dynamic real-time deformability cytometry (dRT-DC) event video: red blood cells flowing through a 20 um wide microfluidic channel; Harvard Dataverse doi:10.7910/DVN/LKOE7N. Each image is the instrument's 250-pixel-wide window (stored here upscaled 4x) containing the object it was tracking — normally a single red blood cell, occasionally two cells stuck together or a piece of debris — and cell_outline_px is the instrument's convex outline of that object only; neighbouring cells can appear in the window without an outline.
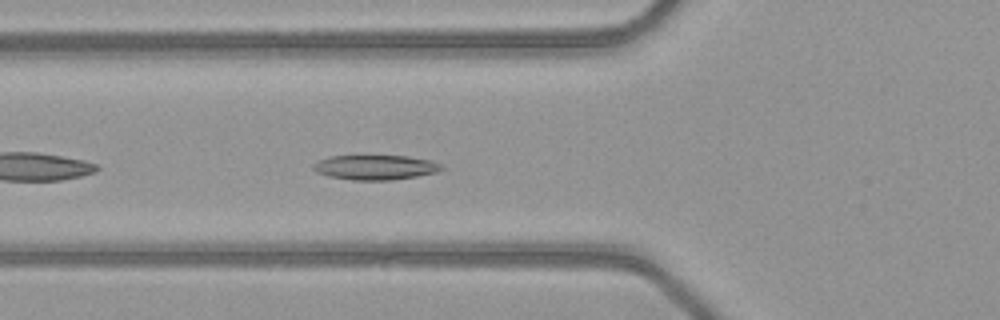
{"species": "common noctule bat (a hibernating species)", "species_latin": "Nyctalus noctula", "temperature_condition": "warm", "stored_images_in_passage": 38, "camera_frame_rate_fps": 3000, "um_per_image_px": 0.085, "animal": {"sex": "female", "body_mass_g": 21.9}, "frame": {"image": 1, "passage_image": 6, "time_ms": 1.667, "image_size_px": [1000, 320], "cell_outline_px": [[444, 168], [436, 172], [416, 176], [392, 180], [352, 180], [328, 176], [316, 172], [312, 168], [312, 164], [320, 160], [332, 156], [408, 156], [428, 160], [440, 164]], "centroid_in_image_um": [31.87, 14.23], "position_along_channel_um": 93.9, "area_um2": 18.32}}
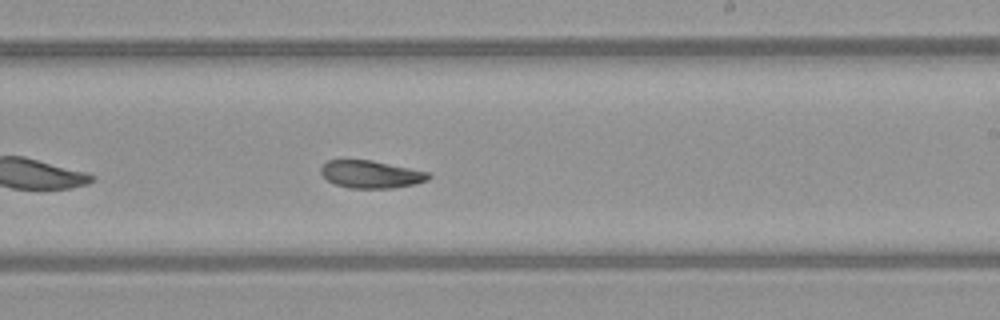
{"frame": {"image": 2, "passage_image": 18, "time_ms": 5.667, "image_size_px": [1000, 320], "cell_outline_px": [[432, 176], [428, 180], [416, 184], [392, 188], [348, 188], [336, 184], [328, 180], [320, 172], [320, 168], [328, 160], [372, 160], [428, 172]], "centroid_in_image_um": [31.55, 14.82], "position_along_channel_um": 257.5, "area_um2": 17.22}}
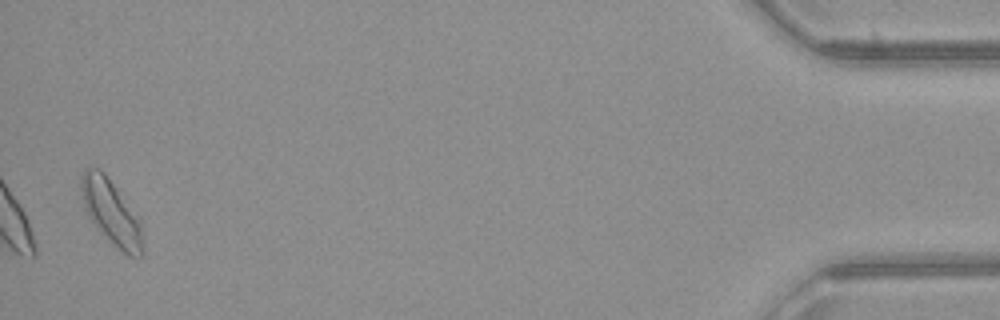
{"frame": {"image": 3, "passage_image": 37, "time_ms": 12.0, "image_size_px": [1000, 320], "cell_outline_px": [[144, 256], [128, 256], [88, 216], [84, 208], [80, 188], [80, 176], [84, 168], [88, 164], [92, 164], [104, 172], [140, 220], [144, 244]], "centroid_in_image_um": [9.44, 17.95], "position_along_channel_um": 425.8, "area_um2": 22.89}, "authors_computed_cell_mechanics": {"area_um2": 18.3226, "velocity_mm_per_s": 4.078, "shape_relaxation_time_tau1_ms": 5.0977, "shape_relaxation_time_tau2_ms": 2.7689, "deformation_change_tau1": 0.1298, "deformation_change_tau2": 0.0694}}